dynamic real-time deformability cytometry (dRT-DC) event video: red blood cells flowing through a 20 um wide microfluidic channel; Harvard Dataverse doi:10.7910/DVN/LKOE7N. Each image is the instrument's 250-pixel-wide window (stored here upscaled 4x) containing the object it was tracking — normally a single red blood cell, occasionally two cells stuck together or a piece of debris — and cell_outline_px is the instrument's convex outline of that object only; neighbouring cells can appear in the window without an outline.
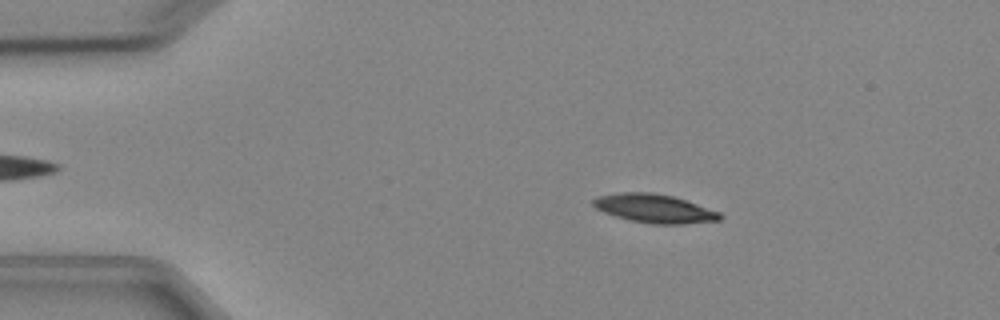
{"species": "Egyptian fruit bat (a non-hibernating species)", "species_latin": "Rousettus aegyptiacus", "temperature_condition": "cold", "stored_images_in_passage": 6, "camera_frame_rate_fps": 3000, "um_per_image_px": 0.085, "animal": {"sex": "female"}, "frame": {"image": 1, "passage_image": 2, "time_ms": 1.333, "image_size_px": [1000, 320], "cell_outline_px": [[724, 216], [720, 220], [684, 224], [652, 224], [628, 220], [604, 212], [596, 208], [592, 204], [592, 200], [596, 196], [620, 192], [652, 192], [672, 196], [720, 212]], "centroid_in_image_um": [55.6, 17.72], "position_along_channel_um": 29.4, "area_um2": 21.15}}